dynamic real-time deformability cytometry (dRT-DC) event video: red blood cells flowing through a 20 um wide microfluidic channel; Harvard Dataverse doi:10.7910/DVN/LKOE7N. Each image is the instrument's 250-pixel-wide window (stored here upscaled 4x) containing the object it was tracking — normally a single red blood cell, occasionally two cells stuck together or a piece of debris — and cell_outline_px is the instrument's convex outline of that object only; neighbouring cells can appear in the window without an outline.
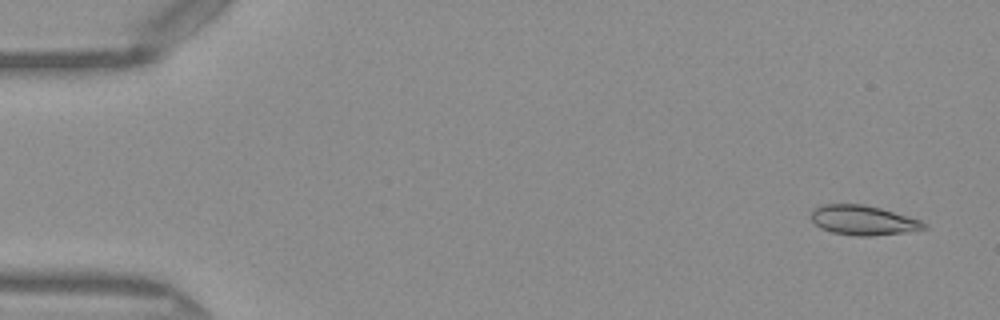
{"species": "Egyptian fruit bat (a non-hibernating species)", "species_latin": "Rousettus aegyptiacus", "temperature_condition": "warm", "stored_images_in_passage": 50, "camera_frame_rate_fps": 3000, "um_per_image_px": 0.085, "frame": {"image": 1, "passage_image": 3, "time_ms": 0.667, "image_size_px": [1000, 320], "cell_outline_px": [[928, 228], [904, 232], [872, 236], [856, 236], [832, 232], [820, 228], [808, 216], [808, 212], [812, 208], [824, 204], [864, 204], [880, 208], [908, 216], [920, 220], [928, 224]], "centroid_in_image_um": [73.32, 18.71], "position_along_channel_um": 11.7, "area_um2": 19.71}}
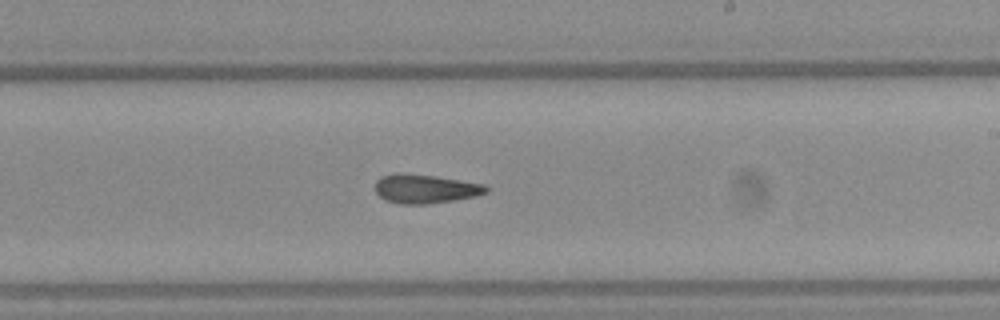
{"frame": {"image": 2, "passage_image": 30, "time_ms": 9.667, "image_size_px": [1000, 320], "cell_outline_px": [[488, 192], [476, 196], [456, 200], [428, 204], [400, 204], [384, 200], [376, 192], [376, 180], [380, 176], [396, 172], [400, 172], [436, 176], [484, 184], [488, 188]], "centroid_in_image_um": [36.13, 16.04], "position_along_channel_um": 252.9, "area_um2": 18.96}}
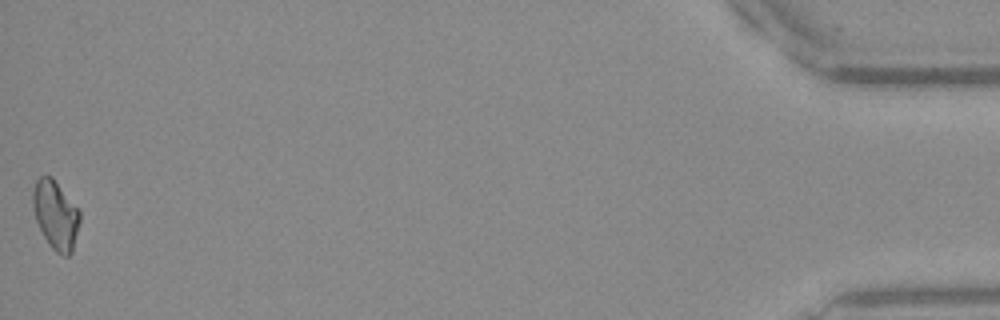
{"frame": {"image": 3, "passage_image": 50, "time_ms": 16.333, "image_size_px": [1000, 320], "cell_outline_px": [[80, 220], [72, 252], [68, 256], [64, 256], [56, 252], [48, 244], [36, 220], [32, 204], [32, 192], [36, 180], [40, 176], [52, 176], [80, 212]], "centroid_in_image_um": [4.71, 18.27], "position_along_channel_um": 430.5, "area_um2": 18.61}, "authors_computed_cell_mechanics": {"area_um2": 18.9584, "velocity_mm_per_s": 4.0999, "shape_relaxation_time_tau1_ms": null, "shape_relaxation_time_tau2_ms": 4.5258, "deformation_change_tau1": null, "deformation_change_tau2": 0.1322}}